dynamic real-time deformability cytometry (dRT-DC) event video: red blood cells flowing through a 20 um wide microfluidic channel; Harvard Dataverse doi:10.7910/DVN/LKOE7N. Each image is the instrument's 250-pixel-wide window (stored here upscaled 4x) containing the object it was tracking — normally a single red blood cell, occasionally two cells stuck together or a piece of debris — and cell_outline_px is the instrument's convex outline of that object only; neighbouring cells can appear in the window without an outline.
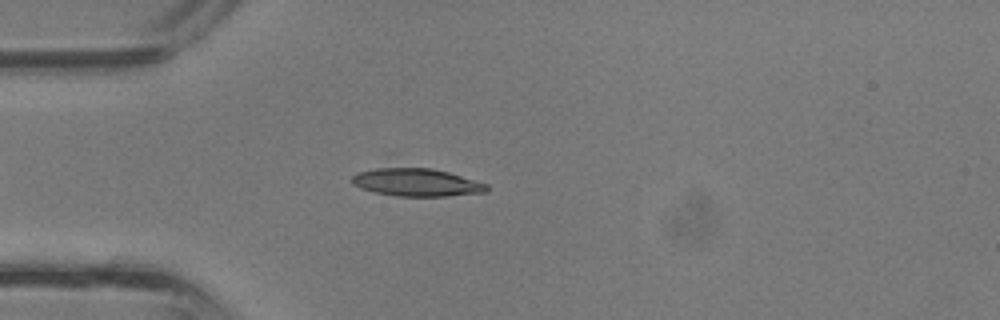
{"species": "common noctule bat (a hibernating species)", "species_latin": "Nyctalus noctula", "temperature_condition": "room temperature", "stored_images_in_passage": 26, "camera_frame_rate_fps": 3000, "um_per_image_px": 0.085, "animal": {"sex": "male", "body_mass_g": 13.3}, "frame": {"image": 1, "passage_image": 7, "time_ms": 2.0, "image_size_px": [1000, 320], "cell_outline_px": [[488, 192], [448, 196], [396, 196], [376, 192], [360, 188], [352, 184], [352, 176], [356, 172], [376, 168], [432, 168], [448, 172], [488, 184]], "centroid_in_image_um": [35.41, 15.51], "position_along_channel_um": 49.6, "area_um2": 21.79}}
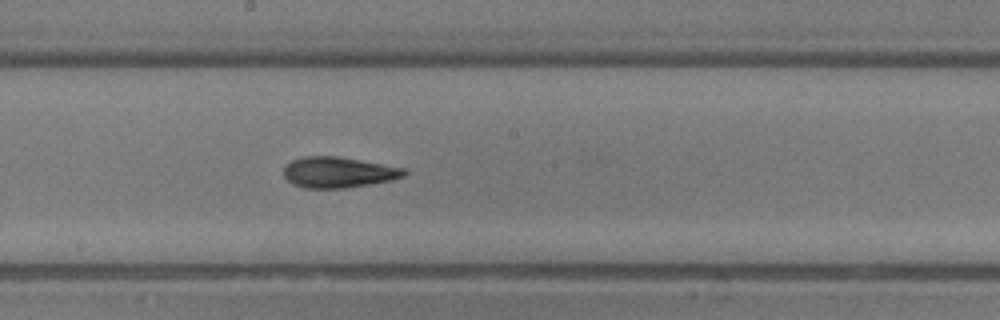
{"frame": {"image": 2, "passage_image": 17, "time_ms": 5.333, "image_size_px": [1000, 320], "cell_outline_px": [[408, 172], [404, 176], [392, 180], [344, 188], [304, 188], [288, 180], [284, 176], [284, 168], [292, 160], [304, 156], [336, 156], [404, 168]], "centroid_in_image_um": [28.76, 14.64], "position_along_channel_um": 219.4, "area_um2": 21.27}}
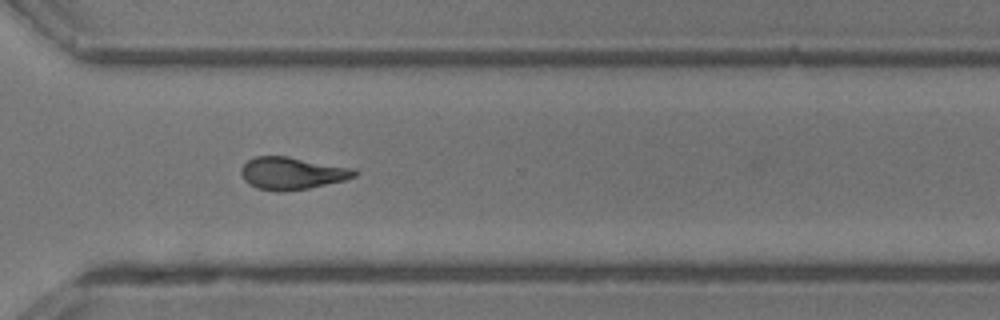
{"frame": {"image": 3, "passage_image": 24, "time_ms": 7.667, "image_size_px": [1000, 320], "cell_outline_px": [[356, 176], [344, 180], [308, 188], [280, 192], [256, 188], [248, 184], [244, 180], [240, 172], [240, 168], [248, 160], [256, 156], [288, 156], [352, 168], [356, 172]], "centroid_in_image_um": [24.76, 14.73], "position_along_channel_um": 345.8, "area_um2": 21.27}}